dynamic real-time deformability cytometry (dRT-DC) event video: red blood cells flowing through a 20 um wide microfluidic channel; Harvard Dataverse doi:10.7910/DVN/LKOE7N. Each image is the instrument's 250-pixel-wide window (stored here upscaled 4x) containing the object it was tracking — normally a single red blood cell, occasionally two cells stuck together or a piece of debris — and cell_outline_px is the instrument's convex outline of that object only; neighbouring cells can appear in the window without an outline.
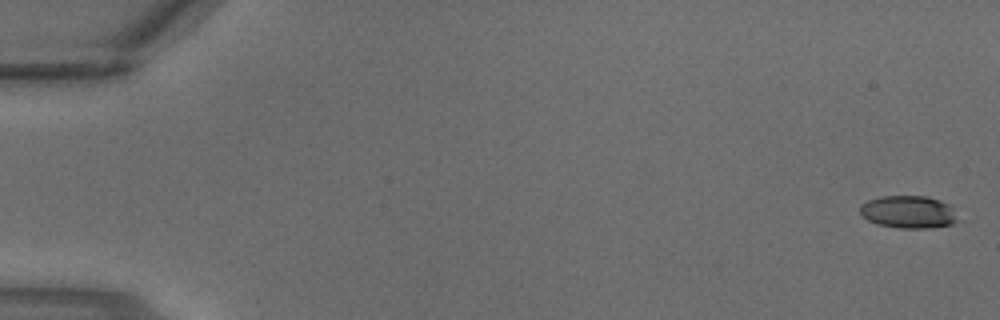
{"species": "common noctule bat (a hibernating species)", "species_latin": "Nyctalus noctula", "temperature_condition": "warm", "stored_images_in_passage": 2, "segment_of_instrument_passage": [2, 2], "camera_frame_rate_fps": 3000, "um_per_image_px": 0.085, "animal": {"sex": "male", "body_mass_g": 18.8}, "frame": {"image": 1, "passage_image": 2, "time_ms": 0.333, "image_size_px": [1000, 320], "cell_outline_px": [[964, 220], [952, 224], [928, 228], [900, 228], [876, 224], [868, 220], [860, 212], [860, 204], [868, 200], [880, 196], [928, 196], [940, 200], [948, 204]], "centroid_in_image_um": [77.28, 18.02], "position_along_channel_um": 7.7, "area_um2": 18.9}}